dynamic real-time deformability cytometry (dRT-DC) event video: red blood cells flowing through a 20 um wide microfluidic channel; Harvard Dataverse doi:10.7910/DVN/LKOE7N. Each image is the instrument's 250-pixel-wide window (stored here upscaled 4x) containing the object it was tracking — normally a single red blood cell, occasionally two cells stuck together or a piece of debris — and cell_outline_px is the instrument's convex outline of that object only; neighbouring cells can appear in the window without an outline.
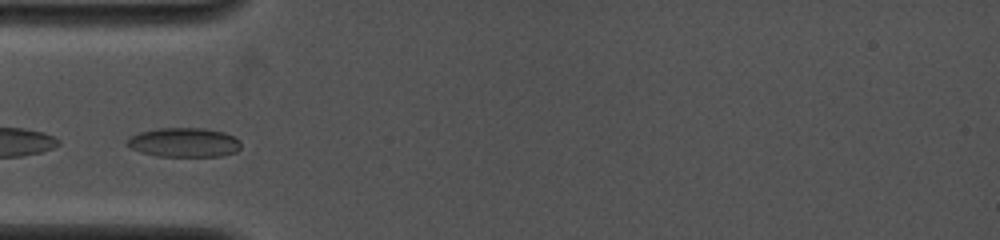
{"species": "common noctule bat (a hibernating species)", "species_latin": "Nyctalus noctula", "temperature_condition": "cold", "stored_images_in_passage": 25, "camera_frame_rate_fps": 4000, "um_per_image_px": 0.085, "animal": {"sex": "female", "body_mass_g": 19.0, "forearm_length_mm": 53.3}, "frame": {"image": 1, "passage_image": 1, "time_ms": 0.0, "image_size_px": [1000, 240], "cell_outline_px": [[240, 148], [236, 152], [220, 156], [156, 156], [140, 152], [124, 144], [132, 136], [140, 132], [156, 128], [204, 128], [224, 132], [240, 140]], "centroid_in_image_um": [15.64, 12.11], "position_along_channel_um": 69.4, "area_um2": 19.42}}
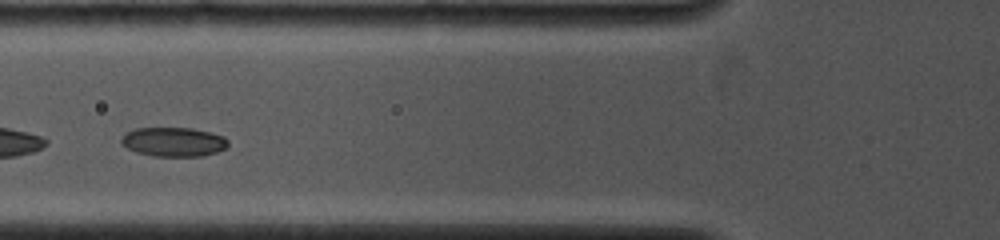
{"frame": {"image": 2, "passage_image": 4, "time_ms": 1.0, "image_size_px": [1000, 240], "cell_outline_px": [[228, 148], [204, 156], [152, 156], [136, 152], [120, 144], [120, 140], [128, 132], [136, 128], [192, 128], [224, 136], [228, 140]], "centroid_in_image_um": [14.77, 12.07], "position_along_channel_um": 111.0, "area_um2": 18.21}}